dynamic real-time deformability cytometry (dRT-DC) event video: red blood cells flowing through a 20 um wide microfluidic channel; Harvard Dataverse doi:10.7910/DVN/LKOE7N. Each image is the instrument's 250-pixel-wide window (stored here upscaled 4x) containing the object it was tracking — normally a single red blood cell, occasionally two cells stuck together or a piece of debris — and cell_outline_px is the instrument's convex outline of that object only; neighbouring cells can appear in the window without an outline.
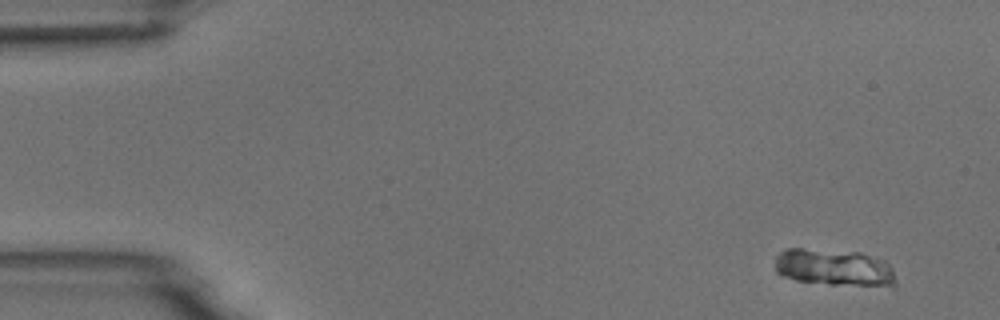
{"species": "common noctule bat (a hibernating species)", "species_latin": "Nyctalus noctula", "temperature_condition": "room temperature", "stored_images_in_passage": 5, "camera_frame_rate_fps": 3000, "um_per_image_px": 0.085, "animal": {"sex": "male", "body_mass_g": 18.8}, "frame": {"image": 1, "passage_image": 1, "time_ms": 0.0, "image_size_px": [1000, 320], "cell_outline_px": [[896, 288], [828, 284], [796, 280], [784, 276], [776, 272], [776, 256], [780, 252], [788, 248], [804, 248], [860, 252], [884, 260], [892, 268], [896, 284]], "centroid_in_image_um": [70.97, 22.75], "position_along_channel_um": 14.0, "area_um2": 26.41}}
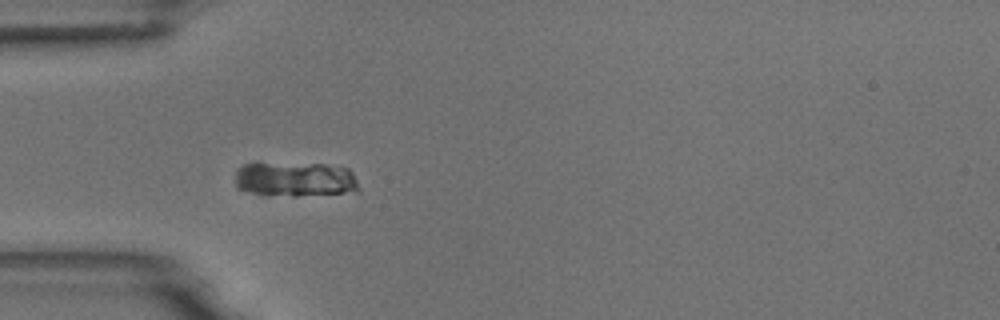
{"frame": {"image": 2, "passage_image": 4, "time_ms": 4.333, "image_size_px": [1000, 320], "cell_outline_px": [[360, 192], [296, 196], [264, 196], [236, 188], [236, 172], [244, 164], [324, 164], [348, 168], [352, 172], [360, 188]], "centroid_in_image_um": [25.13, 15.28], "position_along_channel_um": 59.9, "area_um2": 25.26}}